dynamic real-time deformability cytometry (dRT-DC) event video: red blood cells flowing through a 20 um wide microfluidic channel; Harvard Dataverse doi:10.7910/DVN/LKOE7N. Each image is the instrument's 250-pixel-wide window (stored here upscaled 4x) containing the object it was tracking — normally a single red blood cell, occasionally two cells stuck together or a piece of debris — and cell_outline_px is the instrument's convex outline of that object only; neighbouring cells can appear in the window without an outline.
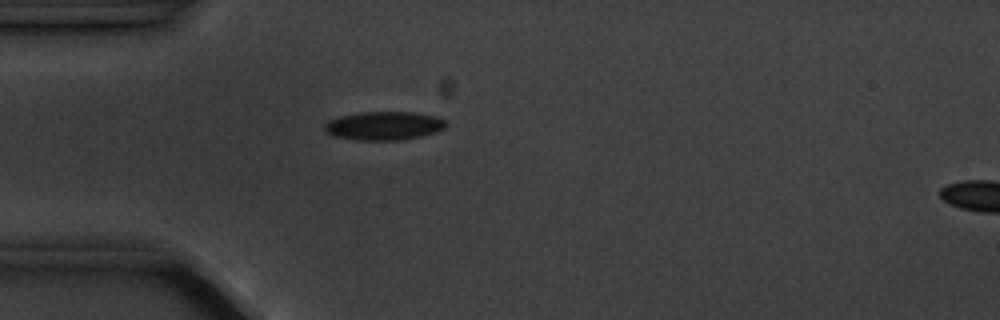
{"species": "common noctule bat (a hibernating species)", "species_latin": "Nyctalus noctula", "temperature_condition": "cold", "stored_images_in_passage": 5, "camera_frame_rate_fps": 3000, "um_per_image_px": 0.085, "animal": {"sex": "male", "body_mass_g": 20.1, "forearm_length_mm": 53.5}, "frame": {"image": 1, "passage_image": 5, "time_ms": 4.667, "image_size_px": [1000, 320], "cell_outline_px": [[448, 124], [444, 128], [436, 132], [420, 136], [400, 140], [356, 140], [336, 136], [328, 132], [324, 128], [324, 124], [328, 120], [340, 116], [360, 112], [412, 112], [436, 116], [444, 120]], "centroid_in_image_um": [32.64, 10.68], "position_along_channel_um": 52.4, "area_um2": 20.11}}